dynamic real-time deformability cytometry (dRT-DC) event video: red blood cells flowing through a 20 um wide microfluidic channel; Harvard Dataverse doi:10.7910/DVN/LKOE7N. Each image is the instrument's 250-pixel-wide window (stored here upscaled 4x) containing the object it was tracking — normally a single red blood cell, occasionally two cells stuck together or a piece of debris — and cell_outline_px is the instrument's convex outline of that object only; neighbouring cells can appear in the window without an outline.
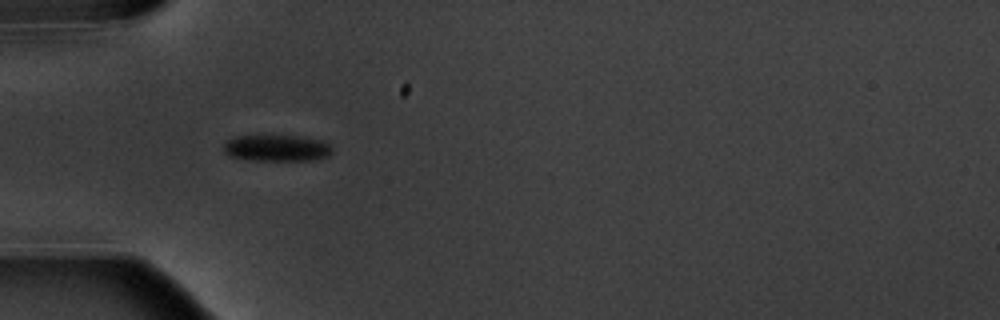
{"species": "common noctule bat (a hibernating species)", "species_latin": "Nyctalus noctula", "temperature_condition": "warm", "stored_images_in_passage": 2, "camera_frame_rate_fps": 3000, "um_per_image_px": 0.085, "animal": {"sex": "male", "body_mass_g": 20.1, "forearm_length_mm": 53.5}, "frame": {"image": 1, "passage_image": 1, "time_ms": 0.0, "image_size_px": [1000, 320], "cell_outline_px": [[332, 152], [328, 156], [316, 160], [256, 160], [228, 156], [224, 152], [224, 144], [228, 140], [236, 136], [300, 136], [324, 140], [332, 148]], "centroid_in_image_um": [23.56, 12.58], "position_along_channel_um": 61.4, "area_um2": 16.7}}